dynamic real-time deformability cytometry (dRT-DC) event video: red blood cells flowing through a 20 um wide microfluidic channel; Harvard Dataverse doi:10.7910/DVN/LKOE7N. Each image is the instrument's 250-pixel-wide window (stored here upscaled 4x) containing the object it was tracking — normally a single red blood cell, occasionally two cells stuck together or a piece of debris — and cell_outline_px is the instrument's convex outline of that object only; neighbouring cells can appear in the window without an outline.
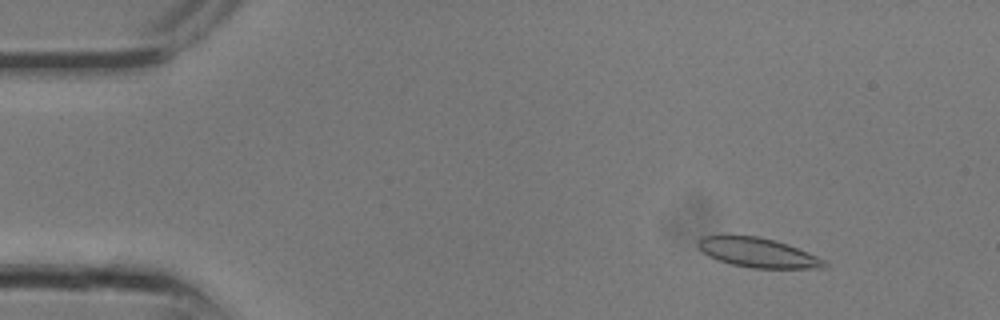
{"species": "common noctule bat (a hibernating species)", "species_latin": "Nyctalus noctula", "temperature_condition": "room temperature", "stored_images_in_passage": 9, "camera_frame_rate_fps": 3000, "um_per_image_px": 0.085, "animal": {"sex": "male", "body_mass_g": 13.3}, "frame": {"image": 1, "passage_image": 4, "time_ms": 1.0, "image_size_px": [1000, 320], "cell_outline_px": [[828, 264], [824, 268], [752, 268], [732, 264], [716, 260], [708, 256], [696, 244], [704, 236], [760, 236], [776, 240], [788, 244], [816, 256], [824, 260]], "centroid_in_image_um": [64.43, 21.48], "position_along_channel_um": 20.6, "area_um2": 21.5}}